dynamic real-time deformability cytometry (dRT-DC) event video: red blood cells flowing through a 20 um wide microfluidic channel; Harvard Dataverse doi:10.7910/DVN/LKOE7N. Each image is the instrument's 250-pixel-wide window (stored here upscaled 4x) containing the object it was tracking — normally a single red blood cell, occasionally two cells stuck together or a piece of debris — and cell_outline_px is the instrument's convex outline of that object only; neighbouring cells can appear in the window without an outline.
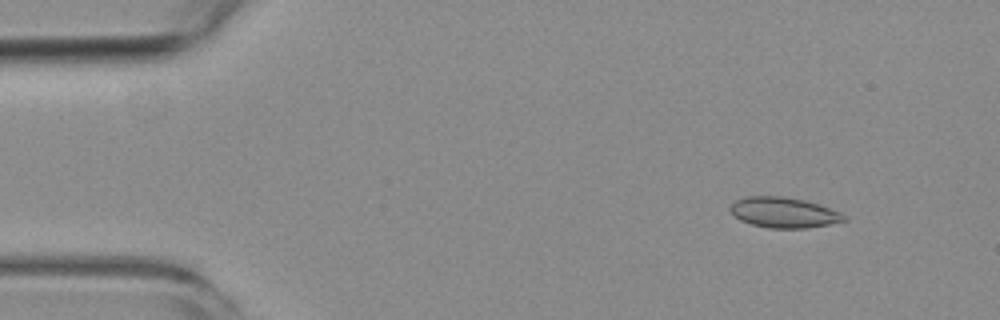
{"species": "common noctule bat (a hibernating species)", "species_latin": "Nyctalus noctula", "temperature_condition": "room temperature", "stored_images_in_passage": 7, "camera_frame_rate_fps": 3000, "um_per_image_px": 0.085, "animal": {"sex": "female", "body_mass_g": 19.3, "forearm_length_mm": 54.1}, "frame": {"image": 1, "passage_image": 2, "time_ms": 1.0, "image_size_px": [1000, 320], "cell_outline_px": [[848, 220], [808, 228], [768, 228], [752, 224], [740, 220], [728, 208], [736, 200], [748, 196], [784, 196], [804, 200], [840, 212]], "centroid_in_image_um": [66.6, 18.06], "position_along_channel_um": 18.4, "area_um2": 19.94}}
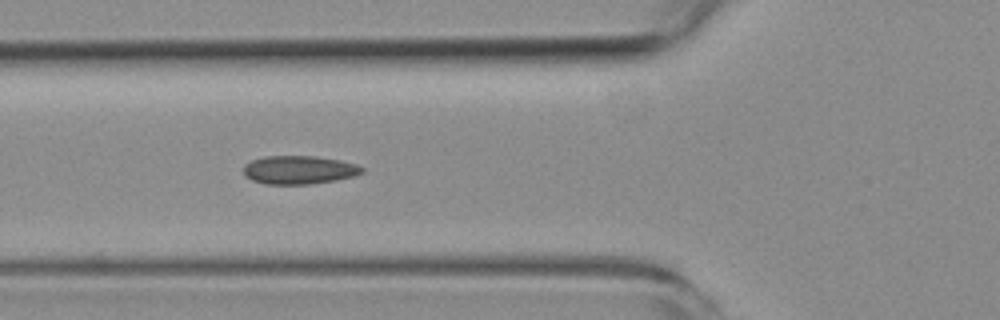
{"frame": {"image": 2, "passage_image": 6, "time_ms": 5.667, "image_size_px": [1000, 320], "cell_outline_px": [[364, 172], [356, 176], [336, 180], [312, 184], [264, 184], [252, 180], [244, 176], [244, 164], [252, 160], [264, 156], [316, 156], [340, 160], [356, 164], [364, 168]], "centroid_in_image_um": [25.43, 14.44], "position_along_channel_um": 100.4, "area_um2": 19.83}}
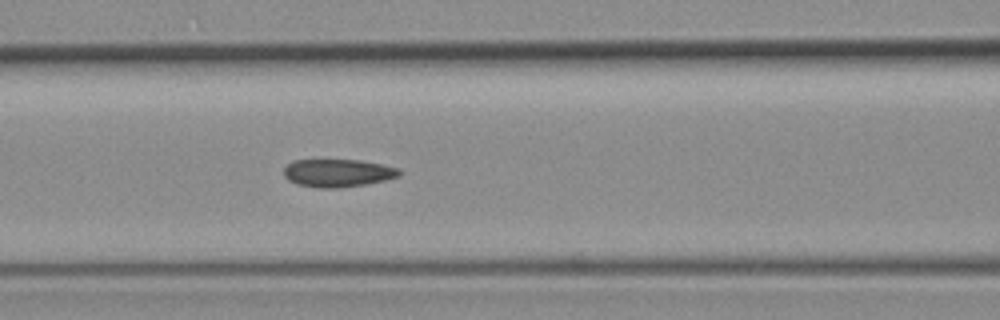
{"frame": {"image": 3, "passage_image": 7, "time_ms": 6.667, "image_size_px": [1000, 320], "cell_outline_px": [[400, 176], [368, 184], [340, 188], [320, 188], [296, 184], [288, 180], [284, 176], [284, 168], [292, 160], [360, 160], [384, 164], [400, 168]], "centroid_in_image_um": [28.73, 14.7], "position_along_channel_um": 137.9, "area_um2": 18.96}}